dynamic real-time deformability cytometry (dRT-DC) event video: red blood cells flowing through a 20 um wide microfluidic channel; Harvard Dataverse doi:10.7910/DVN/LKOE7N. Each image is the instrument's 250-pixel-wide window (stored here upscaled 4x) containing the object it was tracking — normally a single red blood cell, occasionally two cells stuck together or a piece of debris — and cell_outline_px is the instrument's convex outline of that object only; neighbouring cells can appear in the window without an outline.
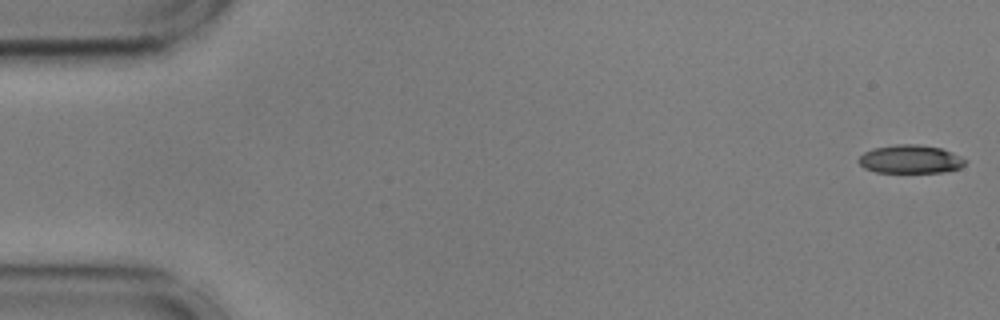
{"species": "common noctule bat (a hibernating species)", "species_latin": "Nyctalus noctula", "temperature_condition": "cold", "stored_images_in_passage": 55, "camera_frame_rate_fps": 3000, "um_per_image_px": 0.085, "animal": {"sex": "male", "body_mass_g": 17.9, "forearm_length_mm": 54.2}, "frame": {"image": 1, "passage_image": 1, "time_ms": 0.0, "image_size_px": [1000, 320], "cell_outline_px": [[968, 160], [960, 168], [944, 172], [876, 172], [864, 168], [856, 160], [864, 152], [872, 148], [896, 144], [916, 144], [940, 148], [952, 152]], "centroid_in_image_um": [77.37, 13.53], "position_along_channel_um": 7.6, "area_um2": 17.69}}
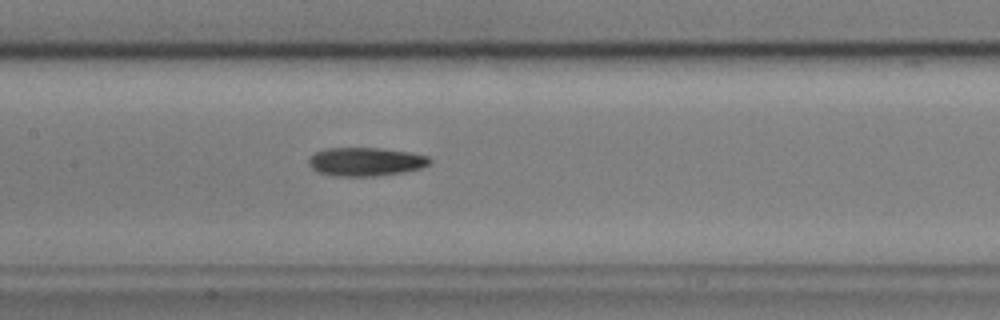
{"frame": {"image": 2, "passage_image": 26, "time_ms": 8.333, "image_size_px": [1000, 320], "cell_outline_px": [[432, 160], [428, 164], [420, 168], [404, 172], [372, 176], [336, 176], [316, 172], [308, 164], [308, 156], [316, 152], [328, 148], [380, 148], [412, 152], [428, 156]], "centroid_in_image_um": [31.06, 13.74], "position_along_channel_um": 176.3, "area_um2": 20.23}}
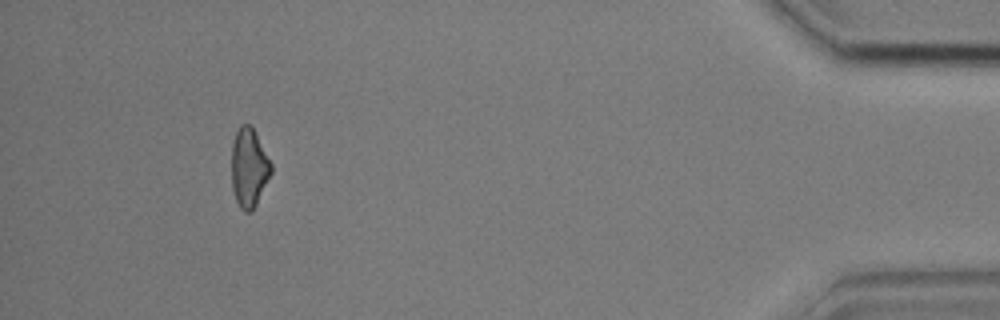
{"frame": {"image": 3, "passage_image": 51, "time_ms": 16.667, "image_size_px": [1000, 320], "cell_outline_px": [[272, 172], [252, 212], [244, 212], [240, 208], [236, 200], [232, 188], [232, 140], [240, 124], [252, 124], [272, 164]], "centroid_in_image_um": [21.16, 14.23], "position_along_channel_um": 414.0, "area_um2": 18.38}, "authors_computed_cell_mechanics": {"area_um2": 19.3052, "velocity_mm_per_s": 3.615, "shape_relaxation_time_tau1_ms": 7.3232, "shape_relaxation_time_tau2_ms": null, "deformation_change_tau1": 0.1824, "deformation_change_tau2": null}}